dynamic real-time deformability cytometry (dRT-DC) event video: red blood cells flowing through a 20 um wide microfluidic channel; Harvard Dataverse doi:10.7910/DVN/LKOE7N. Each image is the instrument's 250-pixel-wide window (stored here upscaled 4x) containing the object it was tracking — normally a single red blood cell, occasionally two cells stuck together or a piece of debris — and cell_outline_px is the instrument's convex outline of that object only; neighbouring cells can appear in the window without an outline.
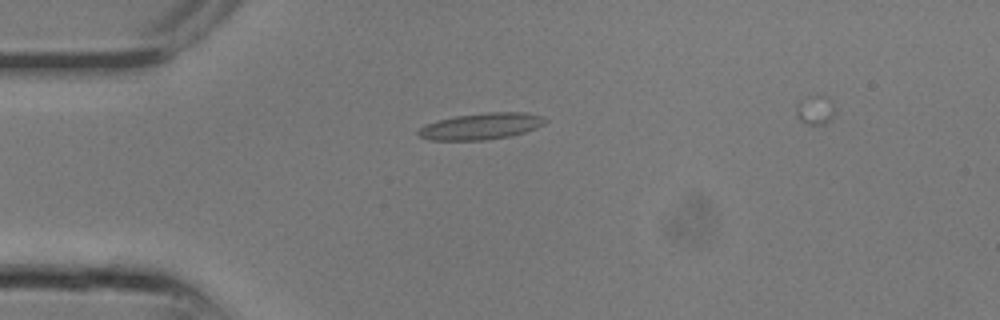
{"species": "common noctule bat (a hibernating species)", "species_latin": "Nyctalus noctula", "temperature_condition": "room temperature", "stored_images_in_passage": 11, "camera_frame_rate_fps": 3000, "um_per_image_px": 0.085, "animal": {"sex": "male", "body_mass_g": 13.3}, "frame": {"image": 1, "passage_image": 5, "time_ms": 1.333, "image_size_px": [1000, 320], "cell_outline_px": [[548, 120], [544, 124], [536, 128], [524, 132], [508, 136], [484, 140], [428, 140], [420, 136], [416, 132], [420, 128], [428, 124], [440, 120], [456, 116], [488, 112], [524, 112], [544, 116]], "centroid_in_image_um": [40.93, 10.73], "position_along_channel_um": 44.1, "area_um2": 19.36}}
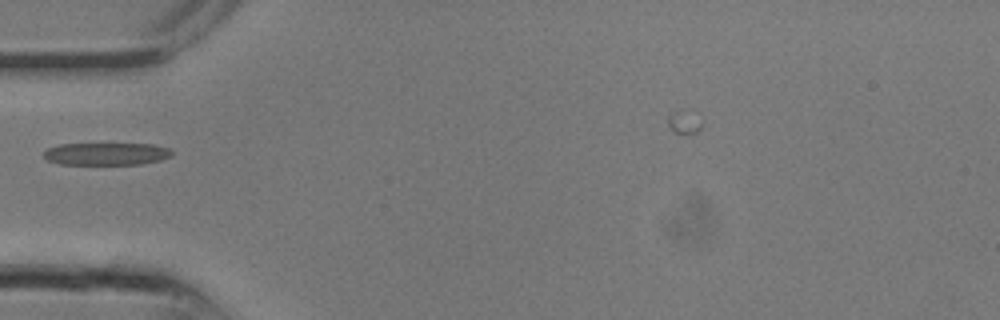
{"frame": {"image": 2, "passage_image": 7, "time_ms": 2.0, "image_size_px": [1000, 320], "cell_outline_px": [[172, 156], [160, 160], [140, 164], [60, 164], [48, 160], [44, 156], [44, 152], [48, 148], [60, 144], [152, 144], [168, 148], [172, 152]], "centroid_in_image_um": [9.05, 13.08], "position_along_channel_um": 76.0, "area_um2": 16.59}}
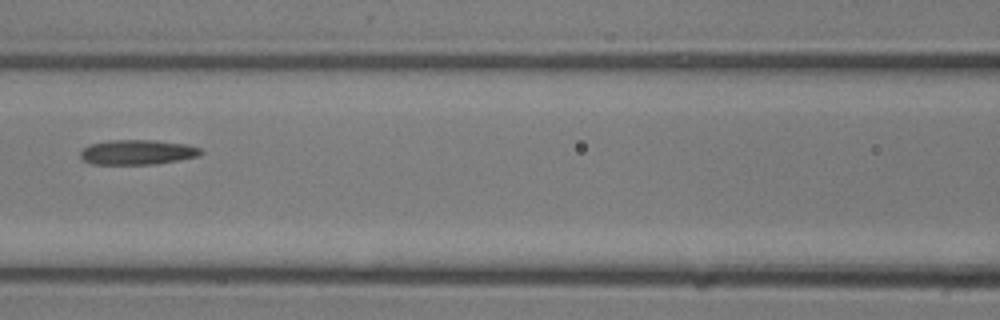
{"frame": {"image": 3, "passage_image": 10, "time_ms": 3.0, "image_size_px": [1000, 320], "cell_outline_px": [[204, 152], [200, 156], [180, 160], [156, 164], [92, 164], [84, 160], [80, 156], [80, 152], [88, 144], [108, 140], [152, 140], [188, 144], [200, 148]], "centroid_in_image_um": [11.71, 12.93], "position_along_channel_um": 154.9, "area_um2": 17.63}}